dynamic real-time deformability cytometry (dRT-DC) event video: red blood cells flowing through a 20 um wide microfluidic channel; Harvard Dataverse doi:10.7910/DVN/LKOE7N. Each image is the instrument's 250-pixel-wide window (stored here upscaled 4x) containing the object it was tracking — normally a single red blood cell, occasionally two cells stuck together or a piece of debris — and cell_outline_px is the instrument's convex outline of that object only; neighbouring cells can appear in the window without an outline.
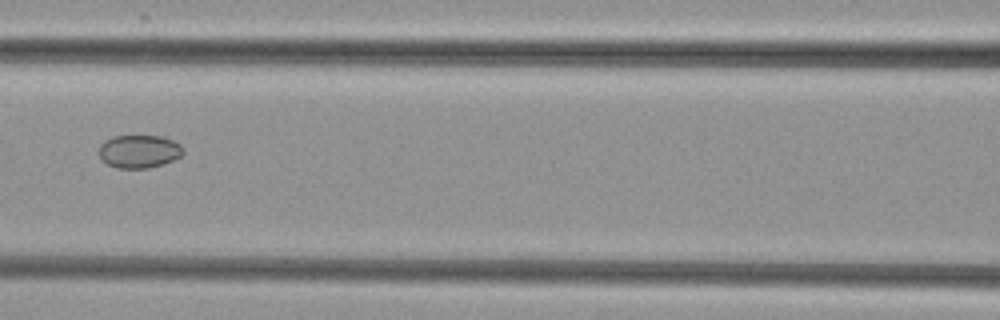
{"species": "common noctule bat (a hibernating species)", "species_latin": "Nyctalus noctula", "temperature_condition": "cold", "stored_images_in_passage": 4, "camera_frame_rate_fps": 3000, "um_per_image_px": 0.085, "animal": {"sex": "female", "body_mass_g": 29.2, "forearm_length_mm": 56.3}, "frame": {"image": 1, "passage_image": 3, "time_ms": 2.333, "image_size_px": [1000, 320], "cell_outline_px": [[184, 152], [180, 156], [164, 164], [148, 168], [116, 168], [100, 160], [96, 152], [100, 144], [104, 140], [112, 136], [160, 136], [172, 140], [180, 144], [184, 148]], "centroid_in_image_um": [11.77, 12.87], "position_along_channel_um": 154.8, "area_um2": 16.53}}
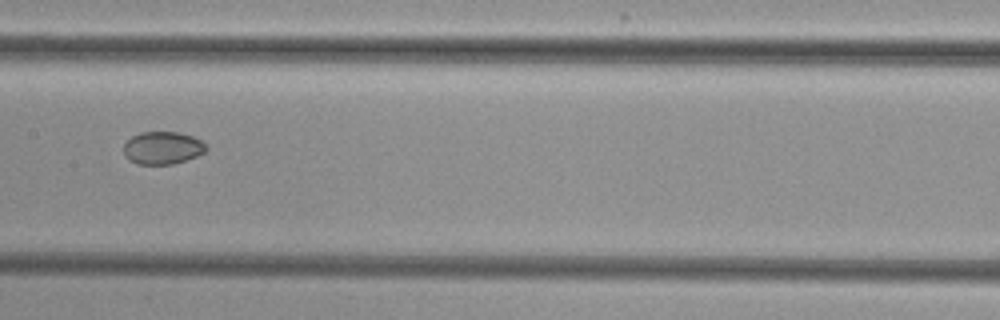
{"frame": {"image": 2, "passage_image": 4, "time_ms": 3.333, "image_size_px": [1000, 320], "cell_outline_px": [[208, 148], [204, 152], [196, 156], [172, 164], [136, 164], [128, 160], [124, 156], [124, 144], [132, 136], [140, 132], [180, 132], [192, 136], [200, 140]], "centroid_in_image_um": [13.79, 12.57], "position_along_channel_um": 193.6, "area_um2": 15.66}}